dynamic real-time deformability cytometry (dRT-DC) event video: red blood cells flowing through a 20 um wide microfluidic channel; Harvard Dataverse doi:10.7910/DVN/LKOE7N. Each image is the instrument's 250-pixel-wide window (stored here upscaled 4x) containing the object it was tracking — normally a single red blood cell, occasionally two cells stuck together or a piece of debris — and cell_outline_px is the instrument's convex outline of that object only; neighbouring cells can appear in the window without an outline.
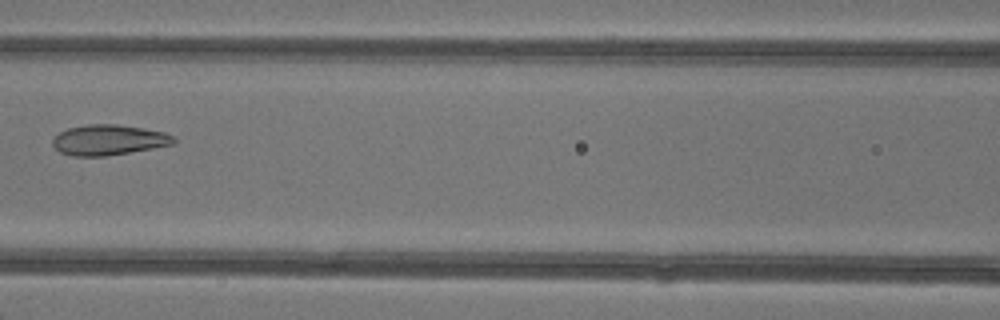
{"species": "common noctule bat (a hibernating species)", "species_latin": "Nyctalus noctula", "temperature_condition": "warm", "stored_images_in_passage": 3, "camera_frame_rate_fps": 3000, "um_per_image_px": 0.085, "animal": {"sex": "female"}, "frame": {"image": 1, "passage_image": 3, "time_ms": 2.333, "image_size_px": [1000, 320], "cell_outline_px": [[176, 140], [172, 144], [152, 148], [104, 156], [72, 156], [60, 152], [52, 144], [52, 140], [60, 132], [68, 128], [88, 124], [116, 124], [144, 128], [164, 132], [172, 136]], "centroid_in_image_um": [9.21, 11.89], "position_along_channel_um": 157.4, "area_um2": 21.21}}